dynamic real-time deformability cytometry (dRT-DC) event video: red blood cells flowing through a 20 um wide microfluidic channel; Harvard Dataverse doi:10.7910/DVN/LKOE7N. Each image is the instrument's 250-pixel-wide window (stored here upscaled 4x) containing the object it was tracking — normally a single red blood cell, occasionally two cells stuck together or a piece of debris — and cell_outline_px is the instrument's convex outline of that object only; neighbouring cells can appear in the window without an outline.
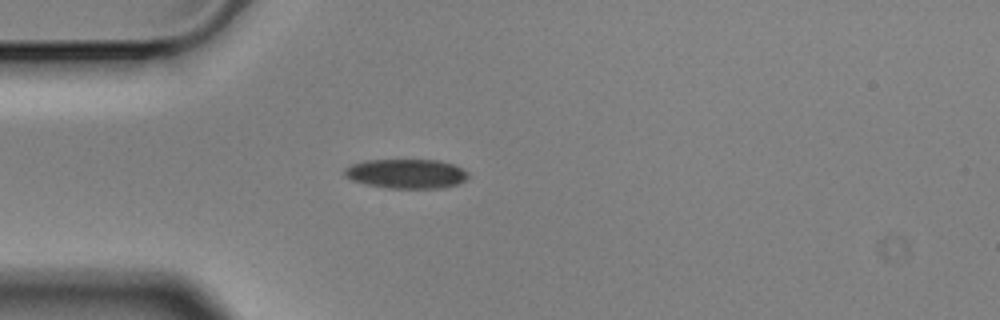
{"species": "Egyptian fruit bat (a non-hibernating species)", "species_latin": "Rousettus aegyptiacus", "temperature_condition": "cold", "stored_images_in_passage": 42, "camera_frame_rate_fps": 3000, "um_per_image_px": 0.085, "animal": {"sex": "male"}, "frame": {"image": 1, "passage_image": 1, "time_ms": 0.0, "image_size_px": [1000, 320], "cell_outline_px": [[468, 176], [464, 180], [456, 184], [440, 188], [388, 188], [368, 184], [352, 180], [344, 176], [344, 168], [352, 164], [364, 160], [440, 160], [452, 164], [468, 172]], "centroid_in_image_um": [34.51, 14.76], "position_along_channel_um": 50.5, "area_um2": 21.04}}
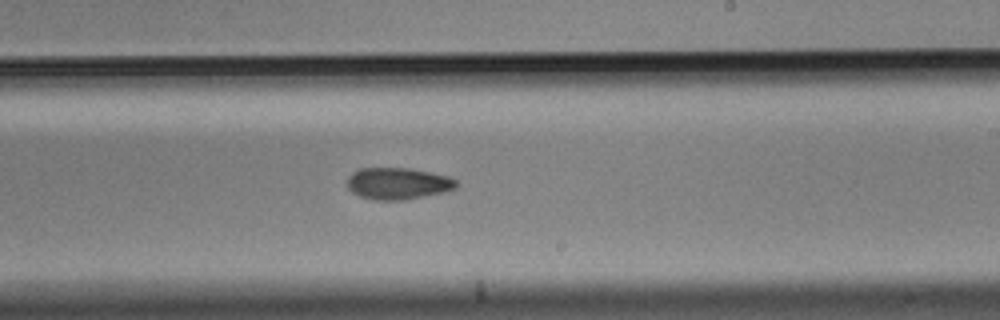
{"frame": {"image": 2, "passage_image": 19, "time_ms": 6.0, "image_size_px": [1000, 320], "cell_outline_px": [[456, 188], [444, 192], [404, 200], [372, 200], [360, 196], [352, 192], [348, 188], [348, 176], [352, 172], [360, 168], [408, 168], [448, 176], [456, 180]], "centroid_in_image_um": [33.79, 15.6], "position_along_channel_um": 255.2, "area_um2": 20.11}}
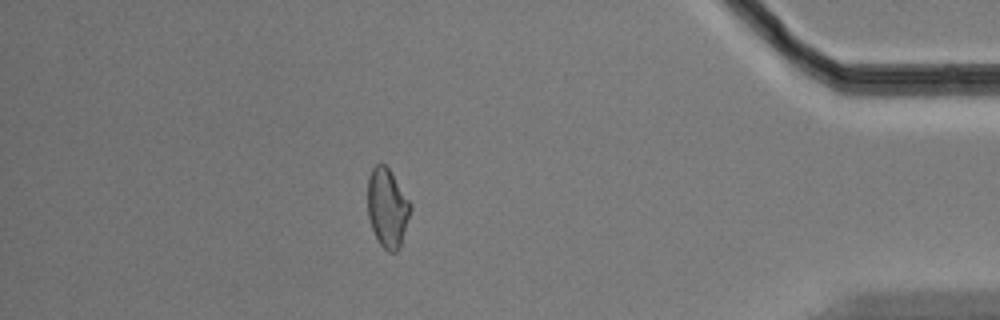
{"frame": {"image": 3, "passage_image": 35, "time_ms": 11.333, "image_size_px": [1000, 320], "cell_outline_px": [[412, 208], [400, 248], [396, 252], [388, 252], [380, 244], [372, 228], [368, 216], [368, 176], [372, 168], [376, 164], [384, 164], [388, 168], [412, 204]], "centroid_in_image_um": [32.94, 17.68], "position_along_channel_um": 402.3, "area_um2": 19.65}, "authors_computed_cell_mechanics": {"area_um2": 20.3745, "velocity_mm_per_s": 3.5569, "shape_relaxation_time_tau1_ms": 6.5965, "shape_relaxation_time_tau2_ms": null, "deformation_change_tau1": 0.1115, "deformation_change_tau2": null}}